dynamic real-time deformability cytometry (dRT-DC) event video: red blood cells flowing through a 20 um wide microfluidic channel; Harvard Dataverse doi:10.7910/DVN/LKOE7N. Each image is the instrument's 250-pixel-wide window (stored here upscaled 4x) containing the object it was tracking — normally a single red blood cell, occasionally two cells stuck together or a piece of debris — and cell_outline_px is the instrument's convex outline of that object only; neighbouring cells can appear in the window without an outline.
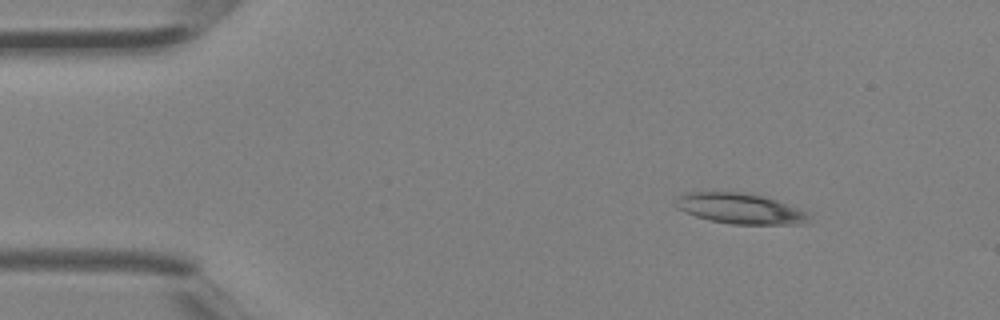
{"species": "Egyptian fruit bat (a non-hibernating species)", "species_latin": "Rousettus aegyptiacus", "temperature_condition": "room temperature", "stored_images_in_passage": 4, "camera_frame_rate_fps": 3000, "um_per_image_px": 0.085, "animal": {"sex": "female"}, "frame": {"image": 1, "passage_image": 1, "time_ms": 0.0, "image_size_px": [1000, 320], "cell_outline_px": [[812, 216], [808, 224], [732, 224], [708, 220], [684, 212], [676, 208], [676, 196], [688, 192], [744, 192], [764, 196], [812, 212]], "centroid_in_image_um": [62.98, 17.73], "position_along_channel_um": 22.0, "area_um2": 24.16}}
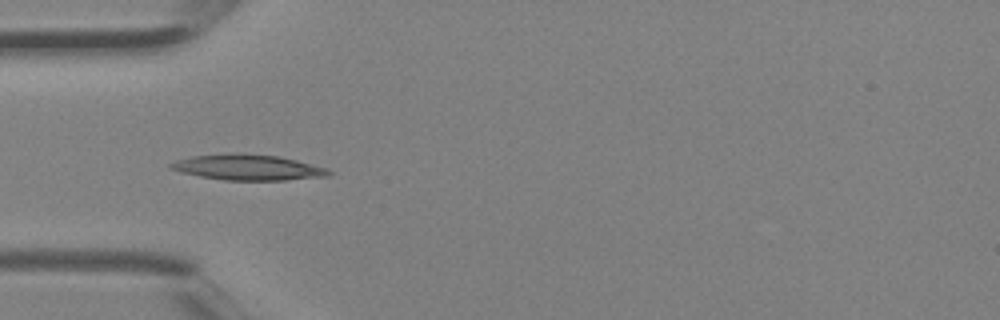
{"frame": {"image": 2, "passage_image": 3, "time_ms": 0.667, "image_size_px": [1000, 320], "cell_outline_px": [[332, 172], [328, 176], [284, 180], [224, 180], [200, 176], [180, 172], [168, 168], [168, 164], [176, 160], [192, 156], [232, 152], [236, 152], [276, 156], [296, 160], [328, 168]], "centroid_in_image_um": [21.03, 14.22], "position_along_channel_um": 64.0, "area_um2": 23.7}}
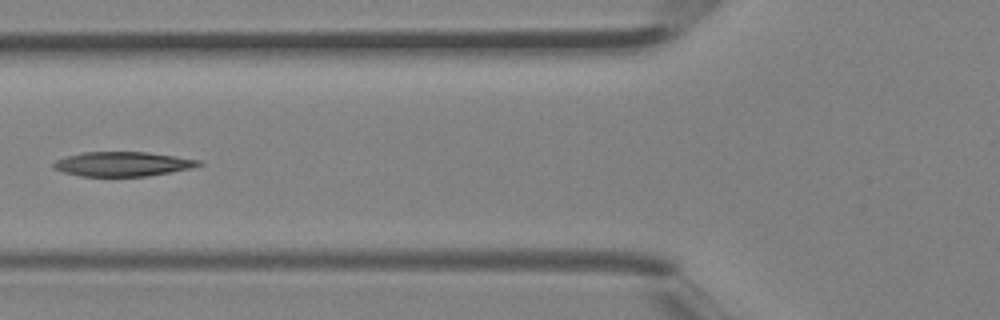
{"frame": {"image": 3, "passage_image": 4, "time_ms": 1.0, "image_size_px": [1000, 320], "cell_outline_px": [[204, 164], [188, 168], [148, 176], [80, 176], [64, 172], [52, 168], [52, 164], [56, 160], [68, 156], [84, 152], [148, 152], [176, 156], [200, 160]], "centroid_in_image_um": [10.4, 13.93], "position_along_channel_um": 115.4, "area_um2": 20.52}}